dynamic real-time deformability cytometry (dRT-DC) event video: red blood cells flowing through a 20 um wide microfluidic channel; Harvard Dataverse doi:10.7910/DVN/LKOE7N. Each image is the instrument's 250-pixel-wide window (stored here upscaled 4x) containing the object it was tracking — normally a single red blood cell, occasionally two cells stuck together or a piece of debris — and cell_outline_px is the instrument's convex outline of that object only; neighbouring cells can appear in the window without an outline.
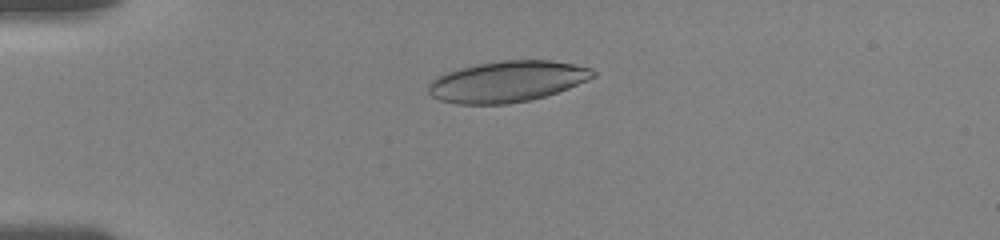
{"species": "human", "species_latin": "Homo sapiens", "temperature_condition": "room temperature", "stored_images_in_passage": 21, "camera_frame_rate_fps": 3000, "um_per_image_px": 0.085, "donor": {"sex": "female"}, "frame": {"image": 1, "passage_image": 10, "time_ms": 3.667, "image_size_px": [1000, 240], "cell_outline_px": [[596, 76], [588, 80], [568, 88], [532, 100], [508, 104], [456, 104], [440, 100], [432, 96], [428, 92], [428, 84], [436, 76], [444, 72], [476, 64], [500, 60], [552, 60], [592, 68], [596, 72]], "centroid_in_image_um": [43.09, 6.93], "position_along_channel_um": 41.9, "area_um2": 39.59}}
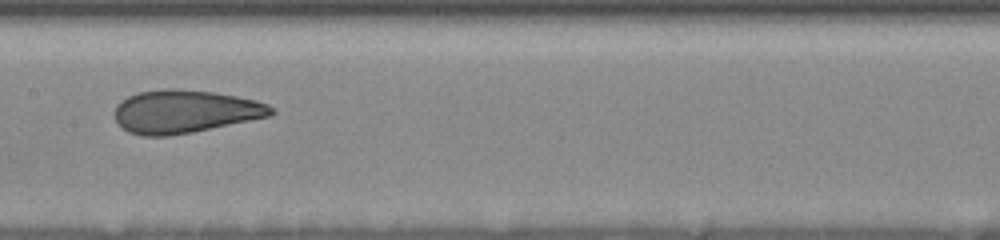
{"frame": {"image": 2, "passage_image": 17, "time_ms": 8.667, "image_size_px": [1000, 240], "cell_outline_px": [[276, 112], [268, 116], [192, 132], [168, 136], [144, 136], [128, 132], [116, 124], [112, 112], [116, 104], [128, 96], [140, 92], [168, 88], [212, 92], [236, 96], [256, 100], [268, 104]], "centroid_in_image_um": [15.63, 9.48], "position_along_channel_um": 191.8, "area_um2": 39.19}}
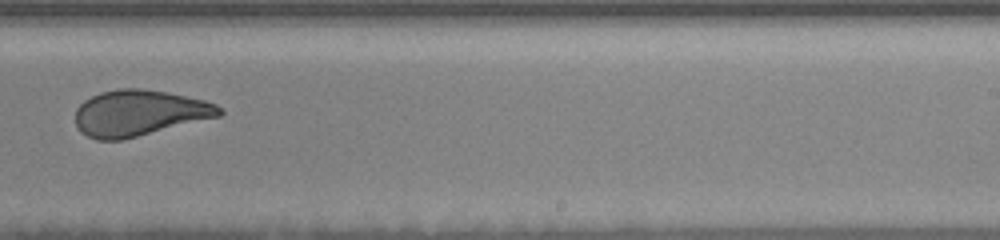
{"frame": {"image": 3, "passage_image": 20, "time_ms": 11.0, "image_size_px": [1000, 240], "cell_outline_px": [[224, 112], [220, 116], [120, 140], [96, 140], [80, 132], [76, 124], [76, 108], [84, 100], [100, 92], [120, 88], [140, 88], [168, 92], [204, 100], [216, 104]], "centroid_in_image_um": [11.81, 9.59], "position_along_channel_um": 277.2, "area_um2": 38.38}}